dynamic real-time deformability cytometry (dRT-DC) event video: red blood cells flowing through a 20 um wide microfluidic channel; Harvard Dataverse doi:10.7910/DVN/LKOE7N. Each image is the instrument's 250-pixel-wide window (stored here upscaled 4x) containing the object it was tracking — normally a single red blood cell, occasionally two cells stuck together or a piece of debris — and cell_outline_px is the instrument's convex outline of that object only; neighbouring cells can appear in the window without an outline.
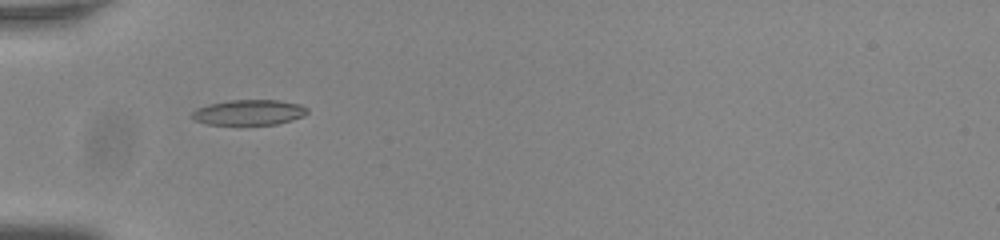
{"species": "common noctule bat (a hibernating species)", "species_latin": "Nyctalus noctula", "temperature_condition": "room temperature", "stored_images_in_passage": 37, "camera_frame_rate_fps": 3000, "um_per_image_px": 0.085, "animal": {"sex": "male", "body_mass_g": 20.0, "forearm_length_mm": 53.3}, "frame": {"image": 1, "passage_image": 1, "time_ms": 0.0, "image_size_px": [1000, 240], "cell_outline_px": [[308, 112], [304, 116], [292, 120], [276, 124], [208, 124], [192, 120], [192, 112], [196, 108], [208, 104], [228, 100], [280, 100], [300, 104], [308, 108]], "centroid_in_image_um": [21.16, 9.54], "position_along_channel_um": 63.8, "area_um2": 17.11}}
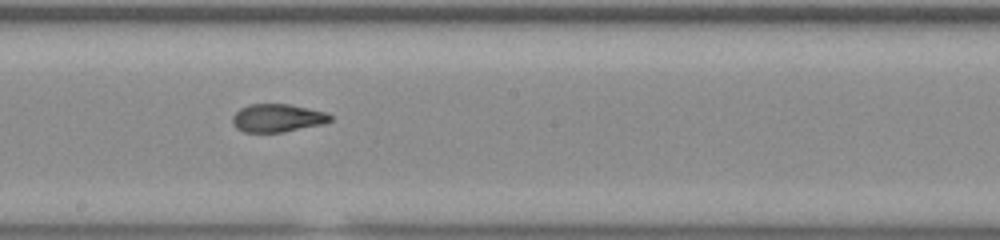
{"frame": {"image": 2, "passage_image": 14, "time_ms": 4.333, "image_size_px": [1000, 240], "cell_outline_px": [[332, 120], [324, 124], [284, 132], [244, 132], [236, 128], [232, 124], [232, 116], [240, 108], [248, 104], [288, 104], [328, 112], [332, 116]], "centroid_in_image_um": [23.59, 10.03], "position_along_channel_um": 224.6, "area_um2": 16.18}}
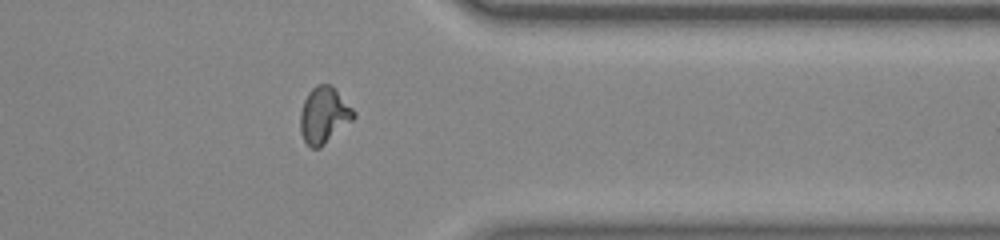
{"frame": {"image": 3, "passage_image": 27, "time_ms": 8.667, "image_size_px": [1000, 240], "cell_outline_px": [[356, 116], [352, 120], [320, 148], [312, 148], [304, 140], [300, 132], [300, 112], [304, 100], [308, 92], [316, 84], [332, 84], [336, 88], [356, 112]], "centroid_in_image_um": [27.54, 9.76], "position_along_channel_um": 383.9, "area_um2": 17.63}, "authors_computed_cell_mechanics": {"area_um2": 16.473, "velocity_mm_per_s": 3.817, "shape_relaxation_time_tau1_ms": null, "shape_relaxation_time_tau2_ms": 1.7504, "deformation_change_tau1": null, "deformation_change_tau2": 0.0839}}